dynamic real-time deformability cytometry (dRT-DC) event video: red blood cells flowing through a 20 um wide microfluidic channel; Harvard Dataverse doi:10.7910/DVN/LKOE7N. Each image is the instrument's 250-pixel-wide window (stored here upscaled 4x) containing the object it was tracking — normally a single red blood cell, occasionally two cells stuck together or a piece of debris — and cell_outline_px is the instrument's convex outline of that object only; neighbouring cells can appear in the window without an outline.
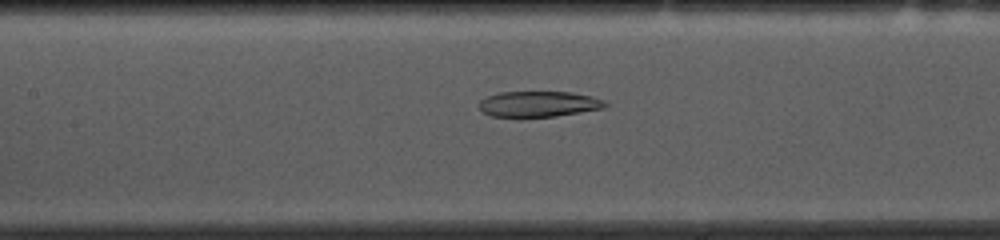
{"species": "common noctule bat (a hibernating species)", "species_latin": "Nyctalus noctula", "temperature_condition": "cold", "stored_images_in_passage": 54, "camera_frame_rate_fps": 3000, "um_per_image_px": 0.085, "animal": {"sex": "female", "body_mass_g": 10.0, "forearm_length_mm": 53.1}, "frame": {"image": 1, "passage_image": 23, "time_ms": 7.333, "image_size_px": [1000, 240], "cell_outline_px": [[608, 104], [604, 108], [556, 116], [520, 120], [492, 116], [484, 112], [480, 108], [480, 100], [488, 96], [500, 92], [572, 92], [592, 96], [604, 100]], "centroid_in_image_um": [45.76, 8.88], "position_along_channel_um": 161.6, "area_um2": 19.54}}
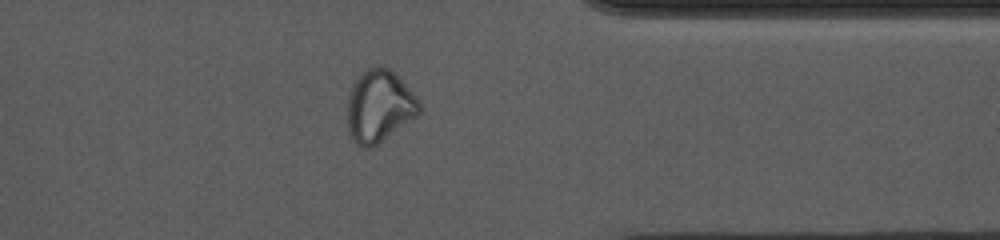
{"frame": {"image": 2, "passage_image": 42, "time_ms": 13.667, "image_size_px": [1000, 240], "cell_outline_px": [[420, 112], [416, 116], [372, 148], [364, 148], [356, 144], [352, 140], [348, 128], [348, 92], [352, 84], [364, 68], [388, 68], [416, 96], [420, 104]], "centroid_in_image_um": [32.2, 9.05], "position_along_channel_um": 379.2, "area_um2": 29.82}}
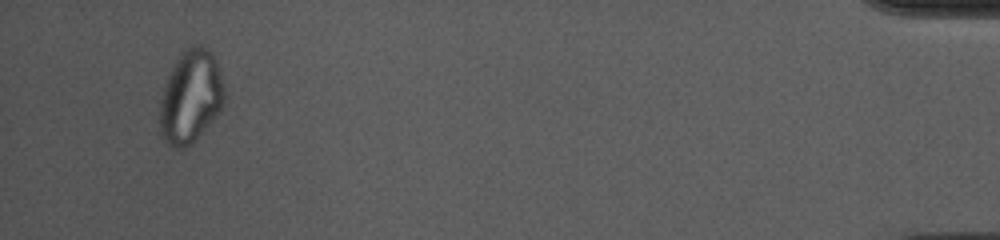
{"frame": {"image": 3, "passage_image": 51, "time_ms": 16.667, "image_size_px": [1000, 240], "cell_outline_px": [[224, 104], [220, 112], [192, 144], [184, 148], [172, 148], [160, 136], [160, 100], [168, 76], [176, 60], [192, 44], [200, 44], [208, 48], [212, 52], [216, 60], [220, 72], [224, 88]], "centroid_in_image_um": [16.22, 8.24], "position_along_channel_um": 419.0, "area_um2": 35.08}, "authors_computed_cell_mechanics": {"area_um2": 27.4261, "velocity_mm_per_s": 3.6271, "shape_relaxation_time_tau1_ms": null, "shape_relaxation_time_tau2_ms": 2.4124, "deformation_change_tau1": null, "deformation_change_tau2": 0.0932}}